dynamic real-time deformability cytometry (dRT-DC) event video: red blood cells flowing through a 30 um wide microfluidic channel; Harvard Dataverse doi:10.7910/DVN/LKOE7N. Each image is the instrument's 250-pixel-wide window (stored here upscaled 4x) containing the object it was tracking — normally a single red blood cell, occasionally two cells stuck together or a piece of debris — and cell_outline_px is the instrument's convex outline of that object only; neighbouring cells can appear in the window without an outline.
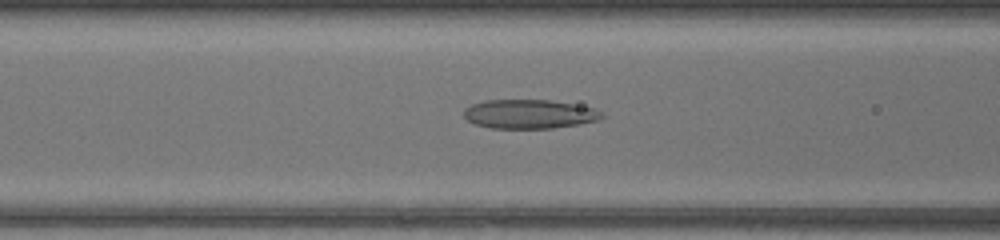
{"species": "common noctule bat (a hibernating species)", "species_latin": "Nyctalus noctula", "temperature_condition": "warm", "stored_images_in_passage": 47, "camera_frame_rate_fps": 3000, "um_per_image_px": 0.085, "animal": {"sex": "female", "body_mass_g": 17.0, "forearm_length_mm": 48.0}, "frame": {"image": 1, "passage_image": 20, "time_ms": 6.333, "image_size_px": [1000, 240], "cell_outline_px": [[604, 116], [596, 120], [576, 124], [552, 128], [492, 128], [476, 124], [468, 120], [464, 116], [464, 108], [472, 104], [484, 100], [548, 100], [596, 108]], "centroid_in_image_um": [44.95, 9.69], "position_along_channel_um": 121.7, "area_um2": 23.06}}
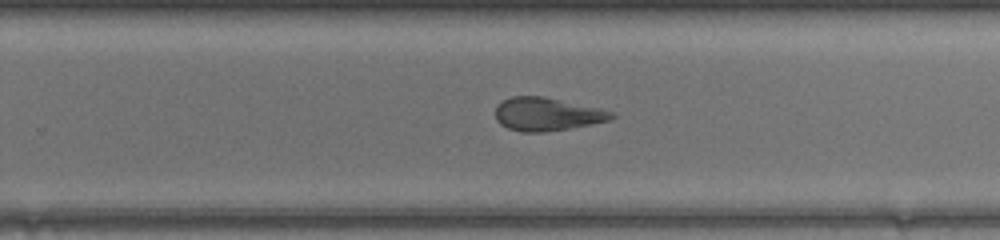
{"frame": {"image": 2, "passage_image": 31, "time_ms": 10.0, "image_size_px": [1000, 240], "cell_outline_px": [[616, 116], [612, 120], [592, 124], [544, 132], [520, 132], [508, 128], [500, 124], [496, 120], [496, 104], [512, 96], [544, 96], [600, 108], [616, 112]], "centroid_in_image_um": [46.52, 9.7], "position_along_channel_um": 283.3, "area_um2": 22.66}}
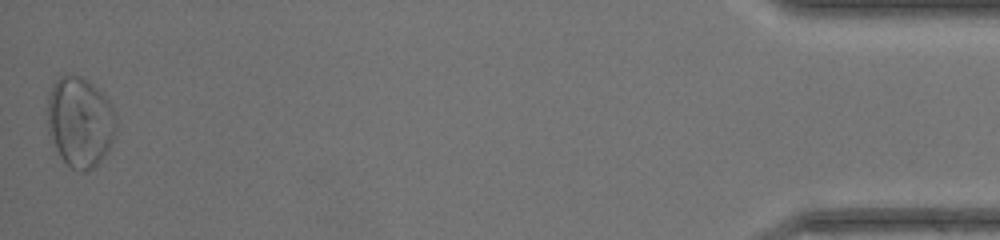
{"frame": {"image": 3, "passage_image": 47, "time_ms": 15.333, "image_size_px": [1000, 240], "cell_outline_px": [[116, 128], [108, 152], [92, 168], [84, 172], [80, 172], [72, 168], [60, 156], [48, 132], [48, 96], [52, 84], [60, 76], [72, 72], [88, 80], [108, 100], [116, 116]], "centroid_in_image_um": [6.79, 10.34], "position_along_channel_um": 428.4, "area_um2": 36.07}, "authors_computed_cell_mechanics": {"area_um2": 28.1486, "velocity_mm_per_s": 4.4274, "shape_relaxation_time_tau1_ms": null, "shape_relaxation_time_tau2_ms": 2.0431, "deformation_change_tau1": null, "deformation_change_tau2": 0.116}}